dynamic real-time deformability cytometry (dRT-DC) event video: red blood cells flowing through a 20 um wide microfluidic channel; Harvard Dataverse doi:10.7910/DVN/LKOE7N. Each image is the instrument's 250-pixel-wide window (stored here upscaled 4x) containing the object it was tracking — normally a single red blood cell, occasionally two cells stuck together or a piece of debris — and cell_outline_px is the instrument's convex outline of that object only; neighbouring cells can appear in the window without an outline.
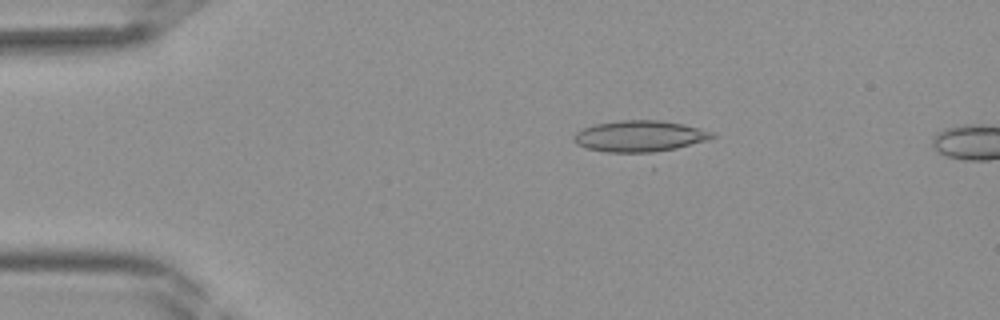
{"species": "Egyptian fruit bat (a non-hibernating species)", "species_latin": "Rousettus aegyptiacus", "temperature_condition": "room temperature", "stored_images_in_passage": 7, "camera_frame_rate_fps": 3000, "um_per_image_px": 0.085, "frame": {"image": 1, "passage_image": 5, "time_ms": 1.333, "image_size_px": [1000, 320], "cell_outline_px": [[716, 136], [708, 140], [644, 156], [604, 152], [588, 148], [576, 144], [572, 140], [572, 136], [576, 132], [584, 128], [596, 124], [620, 120], [660, 120], [684, 124], [716, 132]], "centroid_in_image_um": [54.39, 11.62], "position_along_channel_um": 30.6, "area_um2": 26.13}}